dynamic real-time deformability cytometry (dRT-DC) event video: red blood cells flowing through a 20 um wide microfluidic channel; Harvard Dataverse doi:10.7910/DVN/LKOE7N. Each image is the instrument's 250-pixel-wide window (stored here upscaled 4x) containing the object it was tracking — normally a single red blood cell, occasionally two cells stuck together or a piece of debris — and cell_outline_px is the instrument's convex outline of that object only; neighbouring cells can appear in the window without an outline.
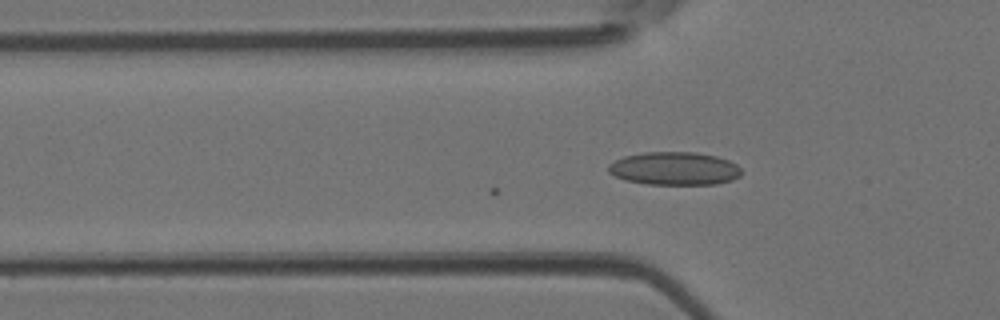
{"species": "Egyptian fruit bat (a non-hibernating species)", "species_latin": "Rousettus aegyptiacus", "temperature_condition": "room temperature", "stored_images_in_passage": 2, "camera_frame_rate_fps": 3000, "um_per_image_px": 0.085, "animal": {"sex": "female"}, "frame": {"image": 1, "passage_image": 2, "time_ms": 0.333, "image_size_px": [1000, 320], "cell_outline_px": [[744, 172], [740, 176], [732, 180], [716, 184], [648, 184], [624, 180], [608, 172], [608, 164], [624, 156], [644, 152], [696, 152], [716, 156], [728, 160], [736, 164]], "centroid_in_image_um": [57.34, 14.32], "position_along_channel_um": 68.5, "area_um2": 25.78}}